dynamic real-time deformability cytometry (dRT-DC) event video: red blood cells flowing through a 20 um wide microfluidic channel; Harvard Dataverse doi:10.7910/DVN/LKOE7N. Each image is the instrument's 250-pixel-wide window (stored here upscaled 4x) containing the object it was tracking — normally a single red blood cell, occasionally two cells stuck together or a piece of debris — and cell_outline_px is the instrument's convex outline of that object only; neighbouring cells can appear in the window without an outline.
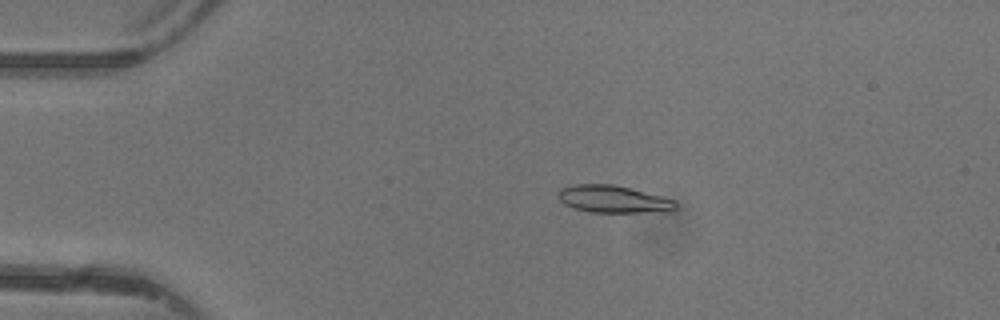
{"species": "common noctule bat (a hibernating species)", "species_latin": "Nyctalus noctula", "temperature_condition": "warm", "stored_images_in_passage": 48, "camera_frame_rate_fps": 3000, "um_per_image_px": 0.085, "animal": {"sex": "female"}, "frame": {"image": 1, "passage_image": 10, "time_ms": 3.0, "image_size_px": [1000, 320], "cell_outline_px": [[676, 208], [668, 212], [588, 212], [564, 204], [560, 200], [560, 188], [572, 184], [612, 184], [676, 200]], "centroid_in_image_um": [52.14, 16.93], "position_along_channel_um": 32.9, "area_um2": 18.5}}
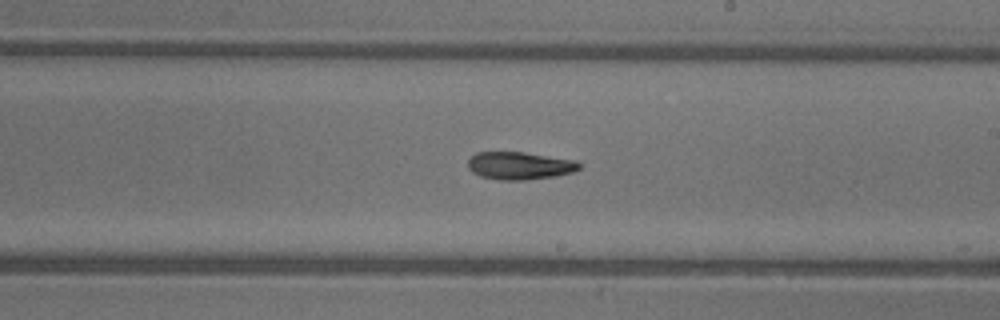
{"frame": {"image": 2, "passage_image": 28, "time_ms": 9.0, "image_size_px": [1000, 320], "cell_outline_px": [[580, 168], [572, 172], [556, 176], [524, 180], [500, 180], [480, 176], [472, 172], [468, 168], [468, 160], [476, 152], [524, 152], [576, 160], [580, 164]], "centroid_in_image_um": [44.16, 14.08], "position_along_channel_um": 244.8, "area_um2": 17.98}}
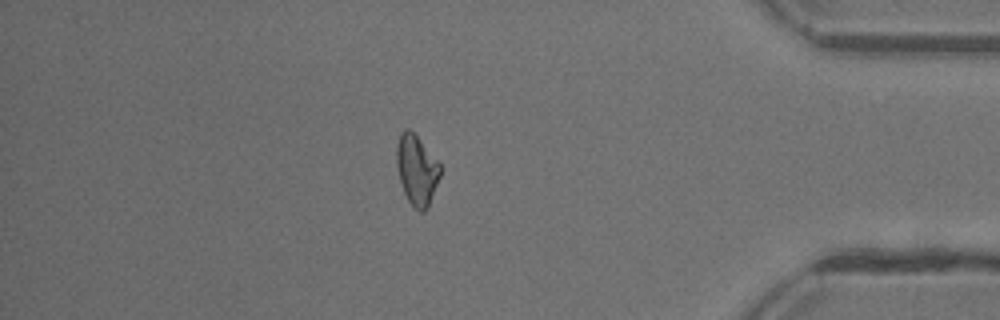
{"frame": {"image": 3, "passage_image": 41, "time_ms": 13.333, "image_size_px": [1000, 320], "cell_outline_px": [[440, 176], [428, 208], [424, 212], [420, 212], [408, 200], [404, 192], [400, 180], [396, 164], [396, 144], [400, 132], [404, 128], [408, 128], [416, 136], [440, 164]], "centroid_in_image_um": [35.4, 14.44], "position_along_channel_um": 399.8, "area_um2": 17.63}, "authors_computed_cell_mechanics": {"area_um2": 18.0336, "velocity_mm_per_s": 4.4064, "shape_relaxation_time_tau1_ms": null, "shape_relaxation_time_tau2_ms": 7.3716, "deformation_change_tau1": null, "deformation_change_tau2": 0.169}}